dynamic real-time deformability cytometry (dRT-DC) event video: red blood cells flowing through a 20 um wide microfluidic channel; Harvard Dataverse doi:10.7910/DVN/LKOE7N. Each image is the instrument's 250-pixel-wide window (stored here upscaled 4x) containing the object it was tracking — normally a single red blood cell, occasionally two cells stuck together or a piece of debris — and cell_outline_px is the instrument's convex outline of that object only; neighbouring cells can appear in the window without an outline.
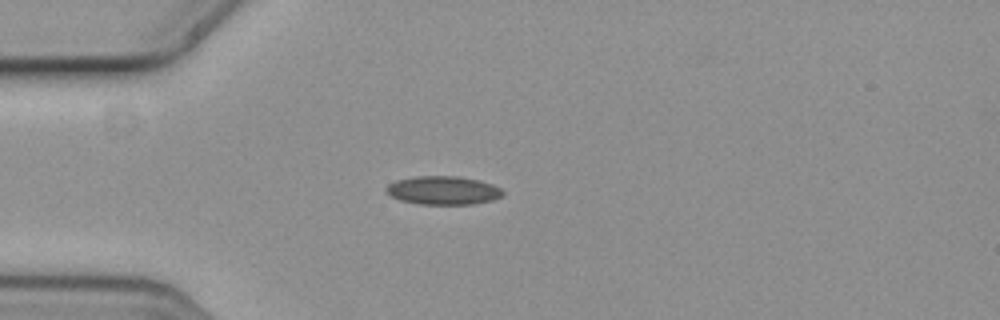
{"species": "common noctule bat (a hibernating species)", "species_latin": "Nyctalus noctula", "temperature_condition": "cold", "stored_images_in_passage": 9, "camera_frame_rate_fps": 3000, "um_per_image_px": 0.085, "animal": {"sex": "female", "body_mass_g": 19.3, "forearm_length_mm": 54.1}, "frame": {"image": 1, "passage_image": 3, "time_ms": 0.667, "image_size_px": [1000, 320], "cell_outline_px": [[504, 196], [492, 200], [472, 204], [420, 204], [400, 200], [392, 196], [384, 188], [388, 184], [396, 180], [416, 176], [456, 176], [476, 180], [492, 184], [500, 188], [504, 192]], "centroid_in_image_um": [37.67, 16.18], "position_along_channel_um": 47.3, "area_um2": 19.25}}
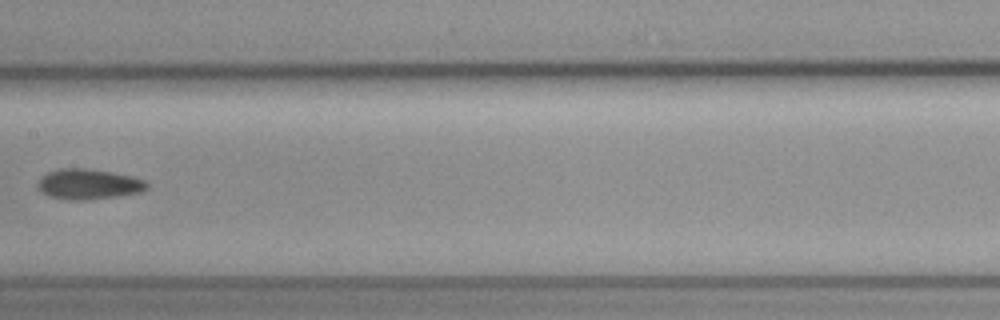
{"frame": {"image": 2, "passage_image": 7, "time_ms": 2.0, "image_size_px": [1000, 320], "cell_outline_px": [[148, 188], [140, 192], [92, 200], [68, 200], [48, 196], [36, 188], [40, 180], [48, 172], [60, 168], [84, 168], [132, 176], [144, 180], [148, 184]], "centroid_in_image_um": [7.51, 15.67], "position_along_channel_um": 199.9, "area_um2": 19.19}}
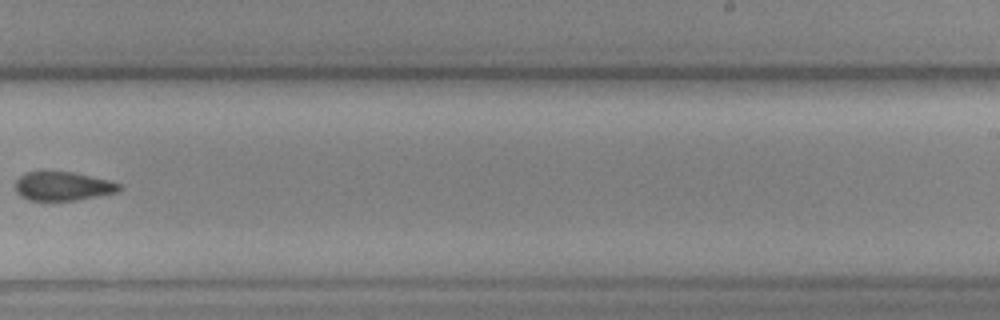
{"frame": {"image": 3, "passage_image": 9, "time_ms": 2.667, "image_size_px": [1000, 320], "cell_outline_px": [[120, 188], [116, 192], [100, 196], [76, 200], [28, 200], [20, 196], [16, 192], [16, 180], [24, 172], [44, 168], [72, 172], [108, 180], [120, 184]], "centroid_in_image_um": [5.26, 15.78], "position_along_channel_um": 283.7, "area_um2": 17.98}}